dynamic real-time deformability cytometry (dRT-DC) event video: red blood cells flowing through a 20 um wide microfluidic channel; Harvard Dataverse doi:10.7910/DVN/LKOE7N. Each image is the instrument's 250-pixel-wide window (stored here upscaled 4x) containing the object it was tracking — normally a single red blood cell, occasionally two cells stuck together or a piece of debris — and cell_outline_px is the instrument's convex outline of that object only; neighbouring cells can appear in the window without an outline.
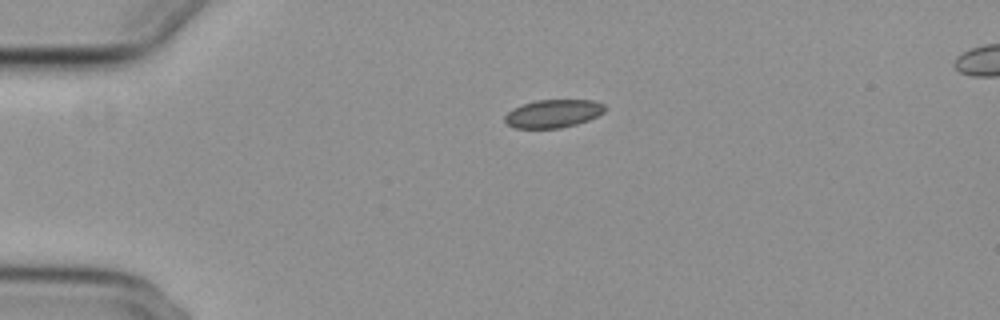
{"species": "common noctule bat (a hibernating species)", "species_latin": "Nyctalus noctula", "temperature_condition": "cold", "stored_images_in_passage": 31, "camera_frame_rate_fps": 3000, "um_per_image_px": 0.085, "animal": {"sex": "female", "body_mass_g": 29.2, "forearm_length_mm": 56.3}, "frame": {"image": 1, "passage_image": 1, "time_ms": 0.0, "image_size_px": [1000, 320], "cell_outline_px": [[608, 108], [604, 112], [588, 120], [576, 124], [560, 128], [516, 128], [508, 124], [504, 120], [504, 116], [512, 108], [536, 100], [592, 100], [604, 104]], "centroid_in_image_um": [47.03, 9.65], "position_along_channel_um": 38.0, "area_um2": 16.36}}
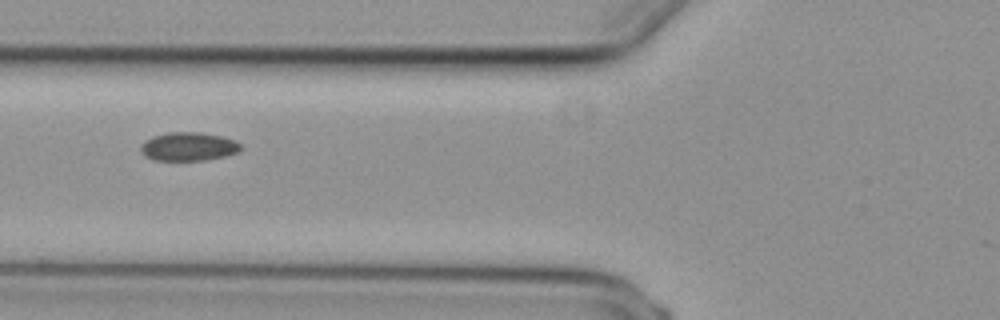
{"frame": {"image": 2, "passage_image": 10, "time_ms": 3.0, "image_size_px": [1000, 320], "cell_outline_px": [[240, 152], [224, 156], [204, 160], [152, 160], [144, 156], [140, 152], [140, 144], [144, 140], [152, 136], [168, 132], [200, 132], [220, 136], [236, 140], [240, 144]], "centroid_in_image_um": [15.97, 12.45], "position_along_channel_um": 109.8, "area_um2": 16.82}}
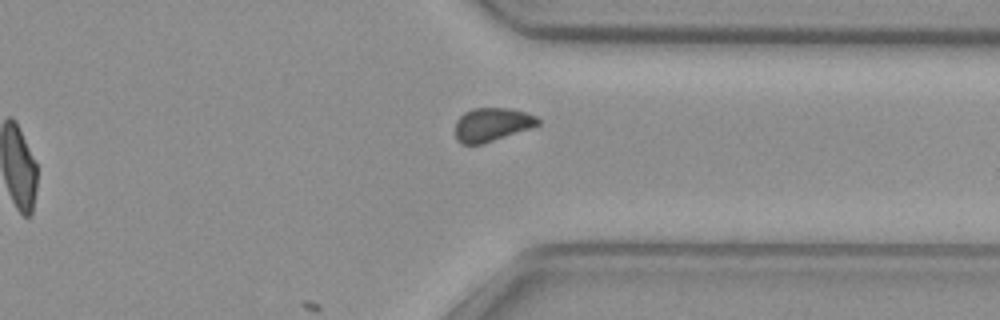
{"frame": {"image": 3, "passage_image": 31, "time_ms": 10.0, "image_size_px": [1000, 320], "cell_outline_px": [[540, 124], [532, 128], [480, 144], [460, 144], [456, 140], [456, 120], [464, 112], [472, 108], [512, 108], [536, 116], [540, 120]], "centroid_in_image_um": [41.81, 10.57], "position_along_channel_um": 369.6, "area_um2": 16.18}}